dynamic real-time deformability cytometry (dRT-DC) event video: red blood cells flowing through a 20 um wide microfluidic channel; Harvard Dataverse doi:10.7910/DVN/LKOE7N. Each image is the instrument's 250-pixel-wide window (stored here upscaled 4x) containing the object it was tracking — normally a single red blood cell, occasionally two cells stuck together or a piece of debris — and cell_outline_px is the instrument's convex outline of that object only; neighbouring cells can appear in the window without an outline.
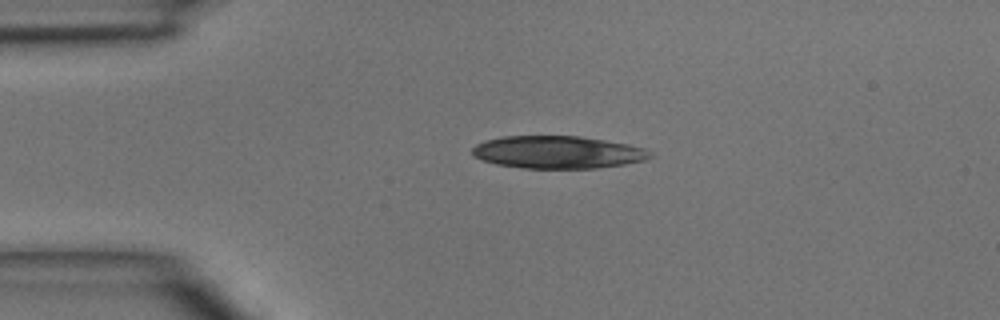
{"species": "common noctule bat (a hibernating species)", "species_latin": "Nyctalus noctula", "temperature_condition": "room temperature", "stored_images_in_passage": 4, "camera_frame_rate_fps": 3000, "um_per_image_px": 0.085, "animal": {"sex": "male", "body_mass_g": 15.6}, "frame": {"image": 1, "passage_image": 4, "time_ms": 3.667, "image_size_px": [1000, 320], "cell_outline_px": [[652, 156], [648, 160], [624, 164], [596, 168], [524, 168], [496, 164], [472, 156], [472, 148], [476, 144], [484, 140], [504, 136], [580, 136], [628, 144], [644, 148], [652, 152]], "centroid_in_image_um": [47.41, 12.93], "position_along_channel_um": 37.6, "area_um2": 33.81}}